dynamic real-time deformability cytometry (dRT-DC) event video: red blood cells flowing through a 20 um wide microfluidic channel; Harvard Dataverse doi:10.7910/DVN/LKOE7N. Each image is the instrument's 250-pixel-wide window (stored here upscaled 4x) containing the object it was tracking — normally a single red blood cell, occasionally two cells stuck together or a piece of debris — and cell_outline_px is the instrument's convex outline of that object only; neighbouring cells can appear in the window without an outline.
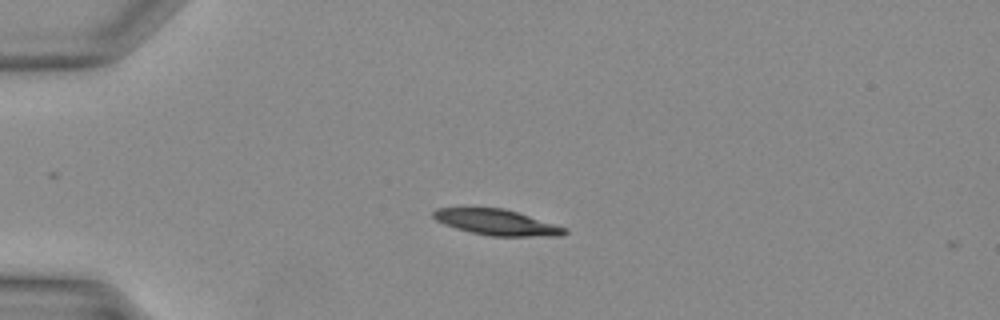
{"species": "Egyptian fruit bat (a non-hibernating species)", "species_latin": "Rousettus aegyptiacus", "temperature_condition": "warm", "stored_images_in_passage": 27, "camera_frame_rate_fps": 3000, "um_per_image_px": 0.085, "animal": {"sex": "female"}, "frame": {"image": 1, "passage_image": 1, "time_ms": 0.0, "image_size_px": [1000, 320], "cell_outline_px": [[568, 232], [560, 236], [492, 236], [472, 232], [456, 228], [444, 224], [436, 220], [432, 216], [432, 212], [436, 208], [500, 208], [516, 212], [568, 228]], "centroid_in_image_um": [42.22, 18.9], "position_along_channel_um": 42.8, "area_um2": 19.42}}
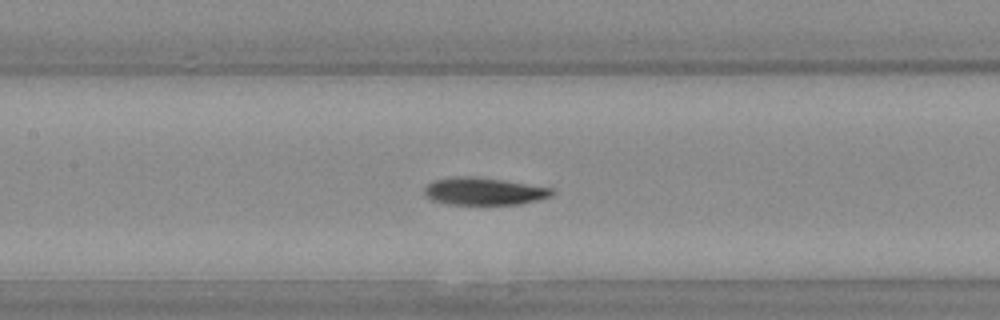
{"frame": {"image": 2, "passage_image": 10, "time_ms": 3.0, "image_size_px": [1000, 320], "cell_outline_px": [[552, 196], [536, 200], [516, 204], [452, 204], [432, 200], [424, 192], [424, 188], [428, 184], [436, 180], [452, 176], [472, 176], [500, 180], [552, 188]], "centroid_in_image_um": [41.1, 16.25], "position_along_channel_um": 166.3, "area_um2": 19.88}}
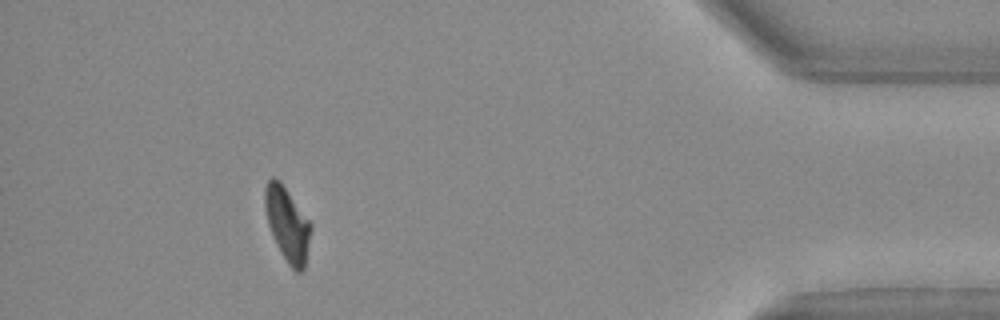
{"frame": {"image": 3, "passage_image": 27, "time_ms": 8.667, "image_size_px": [1000, 320], "cell_outline_px": [[312, 228], [304, 268], [300, 272], [296, 272], [288, 264], [268, 224], [264, 204], [264, 188], [268, 180], [272, 176], [276, 176], [280, 180], [312, 224]], "centroid_in_image_um": [24.43, 18.99], "position_along_channel_um": 410.8, "area_um2": 19.54}}